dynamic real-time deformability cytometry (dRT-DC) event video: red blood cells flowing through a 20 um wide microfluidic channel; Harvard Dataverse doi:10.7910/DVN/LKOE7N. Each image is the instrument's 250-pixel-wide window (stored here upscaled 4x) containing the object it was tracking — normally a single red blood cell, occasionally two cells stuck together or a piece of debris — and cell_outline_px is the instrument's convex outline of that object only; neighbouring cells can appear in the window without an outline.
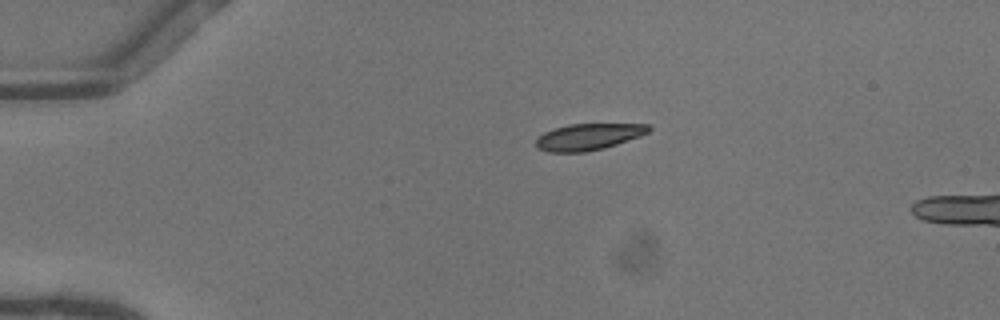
{"species": "common noctule bat (a hibernating species)", "species_latin": "Nyctalus noctula", "temperature_condition": "warm", "stored_images_in_passage": 42, "camera_frame_rate_fps": 3000, "um_per_image_px": 0.085, "animal": {"sex": "female"}, "frame": {"image": 1, "passage_image": 1, "time_ms": 0.0, "image_size_px": [1000, 320], "cell_outline_px": [[652, 128], [648, 132], [640, 136], [604, 148], [584, 152], [548, 152], [536, 148], [536, 140], [544, 132], [568, 124], [648, 124]], "centroid_in_image_um": [50.01, 11.63], "position_along_channel_um": 35.0, "area_um2": 17.28}}
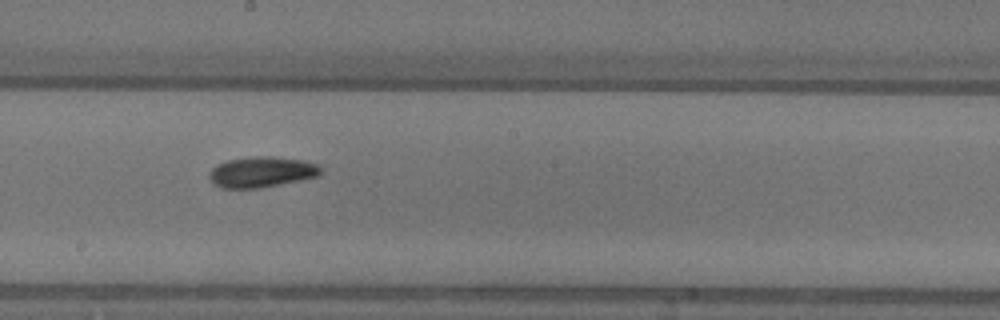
{"frame": {"image": 2, "passage_image": 19, "time_ms": 6.0, "image_size_px": [1000, 320], "cell_outline_px": [[324, 168], [320, 176], [260, 188], [220, 188], [212, 184], [208, 176], [208, 172], [216, 164], [228, 160], [252, 156], [272, 156], [304, 160], [316, 164]], "centroid_in_image_um": [22.23, 14.62], "position_along_channel_um": 226.0, "area_um2": 20.29}}
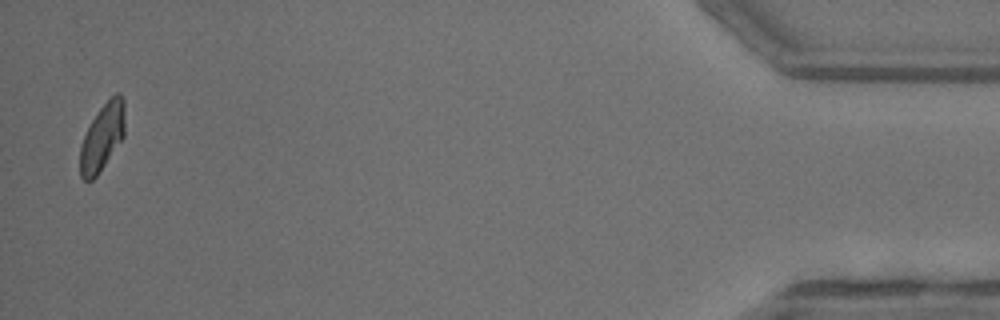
{"frame": {"image": 3, "passage_image": 40, "time_ms": 13.0, "image_size_px": [1000, 320], "cell_outline_px": [[124, 136], [96, 176], [92, 180], [84, 180], [80, 176], [80, 144], [92, 120], [100, 108], [116, 92], [120, 92], [124, 100]], "centroid_in_image_um": [8.69, 11.64], "position_along_channel_um": 426.5, "area_um2": 17.22}}